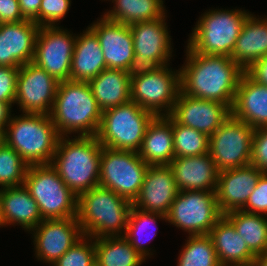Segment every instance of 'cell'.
<instances>
[{
  "label": "cell",
  "instance_id": "6da1fadb",
  "mask_svg": "<svg viewBox=\"0 0 267 266\" xmlns=\"http://www.w3.org/2000/svg\"><path fill=\"white\" fill-rule=\"evenodd\" d=\"M185 51V62L180 68L181 92L232 108L244 70L228 56L199 54L187 45Z\"/></svg>",
  "mask_w": 267,
  "mask_h": 266
},
{
  "label": "cell",
  "instance_id": "7a4b0ae2",
  "mask_svg": "<svg viewBox=\"0 0 267 266\" xmlns=\"http://www.w3.org/2000/svg\"><path fill=\"white\" fill-rule=\"evenodd\" d=\"M73 137L60 136L50 165L78 197L99 186L102 145L96 136Z\"/></svg>",
  "mask_w": 267,
  "mask_h": 266
},
{
  "label": "cell",
  "instance_id": "3957f363",
  "mask_svg": "<svg viewBox=\"0 0 267 266\" xmlns=\"http://www.w3.org/2000/svg\"><path fill=\"white\" fill-rule=\"evenodd\" d=\"M60 136H96L102 111L88 82H59L49 114Z\"/></svg>",
  "mask_w": 267,
  "mask_h": 266
},
{
  "label": "cell",
  "instance_id": "277c9868",
  "mask_svg": "<svg viewBox=\"0 0 267 266\" xmlns=\"http://www.w3.org/2000/svg\"><path fill=\"white\" fill-rule=\"evenodd\" d=\"M131 208L127 199L97 186L78 196L76 218L85 236H124Z\"/></svg>",
  "mask_w": 267,
  "mask_h": 266
},
{
  "label": "cell",
  "instance_id": "5b68a950",
  "mask_svg": "<svg viewBox=\"0 0 267 266\" xmlns=\"http://www.w3.org/2000/svg\"><path fill=\"white\" fill-rule=\"evenodd\" d=\"M14 115L4 131L5 144L28 165L50 164L60 138L50 116L41 113Z\"/></svg>",
  "mask_w": 267,
  "mask_h": 266
},
{
  "label": "cell",
  "instance_id": "8992f818",
  "mask_svg": "<svg viewBox=\"0 0 267 266\" xmlns=\"http://www.w3.org/2000/svg\"><path fill=\"white\" fill-rule=\"evenodd\" d=\"M252 12L240 9H209L200 15L187 46L204 55L230 57L246 18Z\"/></svg>",
  "mask_w": 267,
  "mask_h": 266
},
{
  "label": "cell",
  "instance_id": "52a82bcc",
  "mask_svg": "<svg viewBox=\"0 0 267 266\" xmlns=\"http://www.w3.org/2000/svg\"><path fill=\"white\" fill-rule=\"evenodd\" d=\"M154 117L153 113L130 100L102 112L96 138L104 147L138 152Z\"/></svg>",
  "mask_w": 267,
  "mask_h": 266
},
{
  "label": "cell",
  "instance_id": "ba28073f",
  "mask_svg": "<svg viewBox=\"0 0 267 266\" xmlns=\"http://www.w3.org/2000/svg\"><path fill=\"white\" fill-rule=\"evenodd\" d=\"M24 186L37 202L43 220L76 218L78 197L50 164L29 165Z\"/></svg>",
  "mask_w": 267,
  "mask_h": 266
},
{
  "label": "cell",
  "instance_id": "9c48e42d",
  "mask_svg": "<svg viewBox=\"0 0 267 266\" xmlns=\"http://www.w3.org/2000/svg\"><path fill=\"white\" fill-rule=\"evenodd\" d=\"M169 67L132 72L131 101L155 116L170 115L181 85L180 68L174 70Z\"/></svg>",
  "mask_w": 267,
  "mask_h": 266
},
{
  "label": "cell",
  "instance_id": "30bf717a",
  "mask_svg": "<svg viewBox=\"0 0 267 266\" xmlns=\"http://www.w3.org/2000/svg\"><path fill=\"white\" fill-rule=\"evenodd\" d=\"M148 165L138 152L102 146L99 186L133 203L142 187Z\"/></svg>",
  "mask_w": 267,
  "mask_h": 266
},
{
  "label": "cell",
  "instance_id": "8fae6325",
  "mask_svg": "<svg viewBox=\"0 0 267 266\" xmlns=\"http://www.w3.org/2000/svg\"><path fill=\"white\" fill-rule=\"evenodd\" d=\"M223 216L215 191H179L167 214V222L188 236L209 235Z\"/></svg>",
  "mask_w": 267,
  "mask_h": 266
},
{
  "label": "cell",
  "instance_id": "7c38bea8",
  "mask_svg": "<svg viewBox=\"0 0 267 266\" xmlns=\"http://www.w3.org/2000/svg\"><path fill=\"white\" fill-rule=\"evenodd\" d=\"M254 130L230 115L209 137V153L219 172L250 164Z\"/></svg>",
  "mask_w": 267,
  "mask_h": 266
},
{
  "label": "cell",
  "instance_id": "4fadbf2b",
  "mask_svg": "<svg viewBox=\"0 0 267 266\" xmlns=\"http://www.w3.org/2000/svg\"><path fill=\"white\" fill-rule=\"evenodd\" d=\"M167 15L156 20L136 22L129 25L133 36L134 57L132 72L157 69L169 65L173 57Z\"/></svg>",
  "mask_w": 267,
  "mask_h": 266
},
{
  "label": "cell",
  "instance_id": "5bb4252c",
  "mask_svg": "<svg viewBox=\"0 0 267 266\" xmlns=\"http://www.w3.org/2000/svg\"><path fill=\"white\" fill-rule=\"evenodd\" d=\"M61 26L40 27L33 63L41 67L58 82L70 80L71 60L76 34Z\"/></svg>",
  "mask_w": 267,
  "mask_h": 266
},
{
  "label": "cell",
  "instance_id": "9a60e30c",
  "mask_svg": "<svg viewBox=\"0 0 267 266\" xmlns=\"http://www.w3.org/2000/svg\"><path fill=\"white\" fill-rule=\"evenodd\" d=\"M59 82L33 62L21 65L17 74L15 104L22 113L49 115Z\"/></svg>",
  "mask_w": 267,
  "mask_h": 266
},
{
  "label": "cell",
  "instance_id": "2e32d148",
  "mask_svg": "<svg viewBox=\"0 0 267 266\" xmlns=\"http://www.w3.org/2000/svg\"><path fill=\"white\" fill-rule=\"evenodd\" d=\"M29 233L35 258L49 266L84 236L77 218L46 219Z\"/></svg>",
  "mask_w": 267,
  "mask_h": 266
},
{
  "label": "cell",
  "instance_id": "e0dca14e",
  "mask_svg": "<svg viewBox=\"0 0 267 266\" xmlns=\"http://www.w3.org/2000/svg\"><path fill=\"white\" fill-rule=\"evenodd\" d=\"M170 115L179 124L210 137L230 117L231 108L223 103L191 97L180 91Z\"/></svg>",
  "mask_w": 267,
  "mask_h": 266
},
{
  "label": "cell",
  "instance_id": "ac0fdd59",
  "mask_svg": "<svg viewBox=\"0 0 267 266\" xmlns=\"http://www.w3.org/2000/svg\"><path fill=\"white\" fill-rule=\"evenodd\" d=\"M88 27L97 35L106 67L132 73L133 36L129 25L101 17Z\"/></svg>",
  "mask_w": 267,
  "mask_h": 266
},
{
  "label": "cell",
  "instance_id": "d6986e66",
  "mask_svg": "<svg viewBox=\"0 0 267 266\" xmlns=\"http://www.w3.org/2000/svg\"><path fill=\"white\" fill-rule=\"evenodd\" d=\"M179 190L168 165L148 166L142 187L132 206L167 216Z\"/></svg>",
  "mask_w": 267,
  "mask_h": 266
},
{
  "label": "cell",
  "instance_id": "ffe728a7",
  "mask_svg": "<svg viewBox=\"0 0 267 266\" xmlns=\"http://www.w3.org/2000/svg\"><path fill=\"white\" fill-rule=\"evenodd\" d=\"M39 26L33 20L0 24V66L20 68L33 61Z\"/></svg>",
  "mask_w": 267,
  "mask_h": 266
},
{
  "label": "cell",
  "instance_id": "44dd1931",
  "mask_svg": "<svg viewBox=\"0 0 267 266\" xmlns=\"http://www.w3.org/2000/svg\"><path fill=\"white\" fill-rule=\"evenodd\" d=\"M262 173L251 164L219 172L215 192L223 215L245 206Z\"/></svg>",
  "mask_w": 267,
  "mask_h": 266
},
{
  "label": "cell",
  "instance_id": "7402d4cb",
  "mask_svg": "<svg viewBox=\"0 0 267 266\" xmlns=\"http://www.w3.org/2000/svg\"><path fill=\"white\" fill-rule=\"evenodd\" d=\"M168 166L179 191H216L219 171L209 152L174 158Z\"/></svg>",
  "mask_w": 267,
  "mask_h": 266
},
{
  "label": "cell",
  "instance_id": "603a6c76",
  "mask_svg": "<svg viewBox=\"0 0 267 266\" xmlns=\"http://www.w3.org/2000/svg\"><path fill=\"white\" fill-rule=\"evenodd\" d=\"M231 115L254 129L267 126V86L241 75Z\"/></svg>",
  "mask_w": 267,
  "mask_h": 266
},
{
  "label": "cell",
  "instance_id": "cb8c5ba5",
  "mask_svg": "<svg viewBox=\"0 0 267 266\" xmlns=\"http://www.w3.org/2000/svg\"><path fill=\"white\" fill-rule=\"evenodd\" d=\"M4 226L20 225L28 233L42 221L38 204L24 186L0 188Z\"/></svg>",
  "mask_w": 267,
  "mask_h": 266
},
{
  "label": "cell",
  "instance_id": "d4e9b609",
  "mask_svg": "<svg viewBox=\"0 0 267 266\" xmlns=\"http://www.w3.org/2000/svg\"><path fill=\"white\" fill-rule=\"evenodd\" d=\"M209 236L212 238L220 266H251L256 258L225 216L213 226Z\"/></svg>",
  "mask_w": 267,
  "mask_h": 266
},
{
  "label": "cell",
  "instance_id": "484cf974",
  "mask_svg": "<svg viewBox=\"0 0 267 266\" xmlns=\"http://www.w3.org/2000/svg\"><path fill=\"white\" fill-rule=\"evenodd\" d=\"M148 166L168 165L175 158L172 116H155L149 123L138 150Z\"/></svg>",
  "mask_w": 267,
  "mask_h": 266
},
{
  "label": "cell",
  "instance_id": "4316f807",
  "mask_svg": "<svg viewBox=\"0 0 267 266\" xmlns=\"http://www.w3.org/2000/svg\"><path fill=\"white\" fill-rule=\"evenodd\" d=\"M106 68L98 37L87 27L76 36L71 60L70 80L89 82Z\"/></svg>",
  "mask_w": 267,
  "mask_h": 266
},
{
  "label": "cell",
  "instance_id": "83f0119b",
  "mask_svg": "<svg viewBox=\"0 0 267 266\" xmlns=\"http://www.w3.org/2000/svg\"><path fill=\"white\" fill-rule=\"evenodd\" d=\"M267 16L250 14L243 24L230 56L245 70L252 62L267 55ZM263 18V19H262Z\"/></svg>",
  "mask_w": 267,
  "mask_h": 266
},
{
  "label": "cell",
  "instance_id": "f1b7e54d",
  "mask_svg": "<svg viewBox=\"0 0 267 266\" xmlns=\"http://www.w3.org/2000/svg\"><path fill=\"white\" fill-rule=\"evenodd\" d=\"M101 111L131 100V73L121 69H104L88 82Z\"/></svg>",
  "mask_w": 267,
  "mask_h": 266
},
{
  "label": "cell",
  "instance_id": "f546056e",
  "mask_svg": "<svg viewBox=\"0 0 267 266\" xmlns=\"http://www.w3.org/2000/svg\"><path fill=\"white\" fill-rule=\"evenodd\" d=\"M110 1L114 4L113 9L104 12L102 16L108 20L123 23L125 25L156 20L167 14L163 0Z\"/></svg>",
  "mask_w": 267,
  "mask_h": 266
},
{
  "label": "cell",
  "instance_id": "4dcf8cb0",
  "mask_svg": "<svg viewBox=\"0 0 267 266\" xmlns=\"http://www.w3.org/2000/svg\"><path fill=\"white\" fill-rule=\"evenodd\" d=\"M95 261L98 266H141L146 262L124 236L95 239Z\"/></svg>",
  "mask_w": 267,
  "mask_h": 266
},
{
  "label": "cell",
  "instance_id": "1f68e13d",
  "mask_svg": "<svg viewBox=\"0 0 267 266\" xmlns=\"http://www.w3.org/2000/svg\"><path fill=\"white\" fill-rule=\"evenodd\" d=\"M255 255L267 253V216L234 210L224 215Z\"/></svg>",
  "mask_w": 267,
  "mask_h": 266
},
{
  "label": "cell",
  "instance_id": "d6a6232c",
  "mask_svg": "<svg viewBox=\"0 0 267 266\" xmlns=\"http://www.w3.org/2000/svg\"><path fill=\"white\" fill-rule=\"evenodd\" d=\"M158 219L159 221L161 219L167 222V216L159 213L142 211L133 206L129 214L128 224L124 237L131 244V246L145 258V260H147V258L149 257L151 258L154 254V250H151L152 248H149V245H146V243H148V240L151 241L154 237H156V230H158L156 229V224ZM151 226L153 228H150ZM143 235L146 236V239L149 237L147 241L146 239H143Z\"/></svg>",
  "mask_w": 267,
  "mask_h": 266
},
{
  "label": "cell",
  "instance_id": "836d02e7",
  "mask_svg": "<svg viewBox=\"0 0 267 266\" xmlns=\"http://www.w3.org/2000/svg\"><path fill=\"white\" fill-rule=\"evenodd\" d=\"M185 241L177 266H220L209 235L188 236Z\"/></svg>",
  "mask_w": 267,
  "mask_h": 266
},
{
  "label": "cell",
  "instance_id": "e575fe53",
  "mask_svg": "<svg viewBox=\"0 0 267 266\" xmlns=\"http://www.w3.org/2000/svg\"><path fill=\"white\" fill-rule=\"evenodd\" d=\"M172 130L175 158L200 156L209 152V137L206 134L179 124L173 117Z\"/></svg>",
  "mask_w": 267,
  "mask_h": 266
},
{
  "label": "cell",
  "instance_id": "d590c367",
  "mask_svg": "<svg viewBox=\"0 0 267 266\" xmlns=\"http://www.w3.org/2000/svg\"><path fill=\"white\" fill-rule=\"evenodd\" d=\"M29 165L11 147L4 144L0 149V187L24 185Z\"/></svg>",
  "mask_w": 267,
  "mask_h": 266
},
{
  "label": "cell",
  "instance_id": "8d00e7d4",
  "mask_svg": "<svg viewBox=\"0 0 267 266\" xmlns=\"http://www.w3.org/2000/svg\"><path fill=\"white\" fill-rule=\"evenodd\" d=\"M95 262V239L84 235L51 266H91Z\"/></svg>",
  "mask_w": 267,
  "mask_h": 266
},
{
  "label": "cell",
  "instance_id": "74e56055",
  "mask_svg": "<svg viewBox=\"0 0 267 266\" xmlns=\"http://www.w3.org/2000/svg\"><path fill=\"white\" fill-rule=\"evenodd\" d=\"M71 3V0H42L39 8V27L59 26L71 8Z\"/></svg>",
  "mask_w": 267,
  "mask_h": 266
},
{
  "label": "cell",
  "instance_id": "f35d334b",
  "mask_svg": "<svg viewBox=\"0 0 267 266\" xmlns=\"http://www.w3.org/2000/svg\"><path fill=\"white\" fill-rule=\"evenodd\" d=\"M241 210L267 216V173L261 174L256 187Z\"/></svg>",
  "mask_w": 267,
  "mask_h": 266
},
{
  "label": "cell",
  "instance_id": "ab89813d",
  "mask_svg": "<svg viewBox=\"0 0 267 266\" xmlns=\"http://www.w3.org/2000/svg\"><path fill=\"white\" fill-rule=\"evenodd\" d=\"M250 164L267 173V126L254 130Z\"/></svg>",
  "mask_w": 267,
  "mask_h": 266
},
{
  "label": "cell",
  "instance_id": "60d3db41",
  "mask_svg": "<svg viewBox=\"0 0 267 266\" xmlns=\"http://www.w3.org/2000/svg\"><path fill=\"white\" fill-rule=\"evenodd\" d=\"M19 68L0 66V101L15 104L16 81Z\"/></svg>",
  "mask_w": 267,
  "mask_h": 266
},
{
  "label": "cell",
  "instance_id": "b9f144b4",
  "mask_svg": "<svg viewBox=\"0 0 267 266\" xmlns=\"http://www.w3.org/2000/svg\"><path fill=\"white\" fill-rule=\"evenodd\" d=\"M24 20L18 0H0V24Z\"/></svg>",
  "mask_w": 267,
  "mask_h": 266
},
{
  "label": "cell",
  "instance_id": "7bdbcfd3",
  "mask_svg": "<svg viewBox=\"0 0 267 266\" xmlns=\"http://www.w3.org/2000/svg\"><path fill=\"white\" fill-rule=\"evenodd\" d=\"M244 73L253 81L267 86V55L252 62Z\"/></svg>",
  "mask_w": 267,
  "mask_h": 266
},
{
  "label": "cell",
  "instance_id": "ee69618b",
  "mask_svg": "<svg viewBox=\"0 0 267 266\" xmlns=\"http://www.w3.org/2000/svg\"><path fill=\"white\" fill-rule=\"evenodd\" d=\"M42 0H18L21 14L39 26V8Z\"/></svg>",
  "mask_w": 267,
  "mask_h": 266
},
{
  "label": "cell",
  "instance_id": "f6af8a7d",
  "mask_svg": "<svg viewBox=\"0 0 267 266\" xmlns=\"http://www.w3.org/2000/svg\"><path fill=\"white\" fill-rule=\"evenodd\" d=\"M13 106L10 103L0 101V132H4L12 116Z\"/></svg>",
  "mask_w": 267,
  "mask_h": 266
},
{
  "label": "cell",
  "instance_id": "bcb514c9",
  "mask_svg": "<svg viewBox=\"0 0 267 266\" xmlns=\"http://www.w3.org/2000/svg\"><path fill=\"white\" fill-rule=\"evenodd\" d=\"M251 266H267V253L256 256Z\"/></svg>",
  "mask_w": 267,
  "mask_h": 266
},
{
  "label": "cell",
  "instance_id": "7dc6e473",
  "mask_svg": "<svg viewBox=\"0 0 267 266\" xmlns=\"http://www.w3.org/2000/svg\"><path fill=\"white\" fill-rule=\"evenodd\" d=\"M4 144H5L4 132H0V149L3 147Z\"/></svg>",
  "mask_w": 267,
  "mask_h": 266
},
{
  "label": "cell",
  "instance_id": "c3c4849f",
  "mask_svg": "<svg viewBox=\"0 0 267 266\" xmlns=\"http://www.w3.org/2000/svg\"><path fill=\"white\" fill-rule=\"evenodd\" d=\"M4 227V222L1 215V200H0V228Z\"/></svg>",
  "mask_w": 267,
  "mask_h": 266
},
{
  "label": "cell",
  "instance_id": "681fc988",
  "mask_svg": "<svg viewBox=\"0 0 267 266\" xmlns=\"http://www.w3.org/2000/svg\"><path fill=\"white\" fill-rule=\"evenodd\" d=\"M91 266H98V264L95 262L93 265H91Z\"/></svg>",
  "mask_w": 267,
  "mask_h": 266
}]
</instances>
